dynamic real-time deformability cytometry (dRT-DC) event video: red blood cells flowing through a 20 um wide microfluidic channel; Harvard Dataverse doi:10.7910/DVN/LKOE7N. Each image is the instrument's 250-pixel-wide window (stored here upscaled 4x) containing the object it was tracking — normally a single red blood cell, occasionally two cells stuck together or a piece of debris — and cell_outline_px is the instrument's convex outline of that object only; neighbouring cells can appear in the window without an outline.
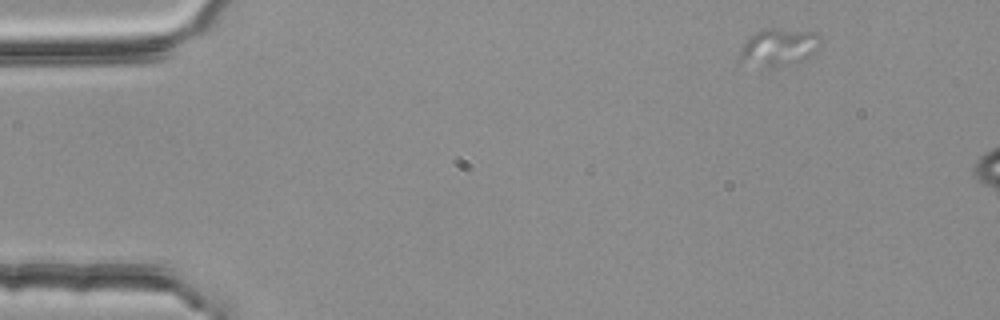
{"species": "common noctule bat (a hibernating species)", "species_latin": "Nyctalus noctula", "temperature_condition": "room temperature", "stored_images_in_passage": 10, "camera_frame_rate_fps": 3000, "um_per_image_px": 0.085, "animal": {"sex": "female", "body_mass_g": 25.1}, "frame": {"image": 1, "passage_image": 2, "time_ms": 0.333, "image_size_px": [1000, 320], "cell_outline_px": [[820, 44], [804, 60], [776, 68], [768, 68], [736, 64], [736, 60], [740, 48], [748, 36], [764, 28], [768, 28], [816, 32], [820, 36]], "centroid_in_image_um": [66.05, 4.06], "position_along_channel_um": 18.9, "area_um2": 18.26}}